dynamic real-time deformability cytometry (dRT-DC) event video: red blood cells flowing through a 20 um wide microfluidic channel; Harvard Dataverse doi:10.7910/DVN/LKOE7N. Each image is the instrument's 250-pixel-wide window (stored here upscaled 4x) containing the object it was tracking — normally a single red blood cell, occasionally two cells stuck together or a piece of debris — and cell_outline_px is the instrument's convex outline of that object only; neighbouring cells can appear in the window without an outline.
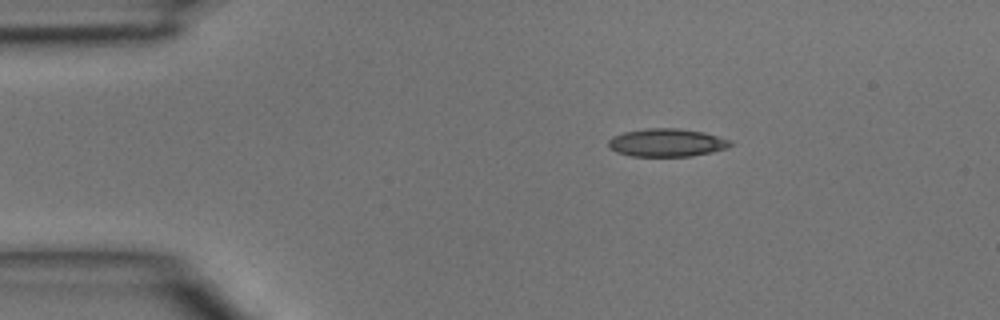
{"species": "common noctule bat (a hibernating species)", "species_latin": "Nyctalus noctula", "temperature_condition": "room temperature", "stored_images_in_passage": 38, "camera_frame_rate_fps": 3000, "um_per_image_px": 0.085, "animal": {"sex": "male", "body_mass_g": 15.6}, "frame": {"image": 1, "passage_image": 1, "time_ms": 0.0, "image_size_px": [1000, 320], "cell_outline_px": [[732, 144], [728, 148], [712, 152], [692, 156], [632, 156], [616, 152], [608, 148], [608, 140], [612, 136], [624, 132], [648, 128], [676, 128], [704, 132], [732, 140]], "centroid_in_image_um": [56.68, 12.12], "position_along_channel_um": 28.3, "area_um2": 20.06}}
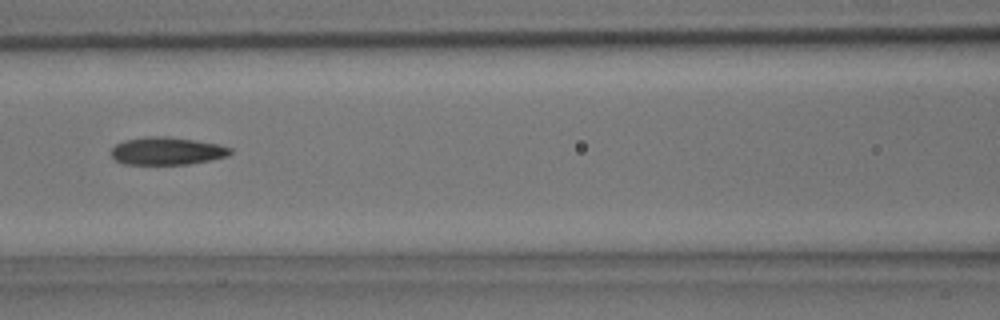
{"frame": {"image": 2, "passage_image": 13, "time_ms": 4.0, "image_size_px": [1000, 320], "cell_outline_px": [[232, 152], [228, 156], [188, 164], [124, 164], [116, 160], [112, 156], [112, 148], [116, 144], [124, 140], [148, 136], [168, 136], [196, 140], [216, 144], [232, 148]], "centroid_in_image_um": [14.18, 12.82], "position_along_channel_um": 152.4, "area_um2": 19.13}}
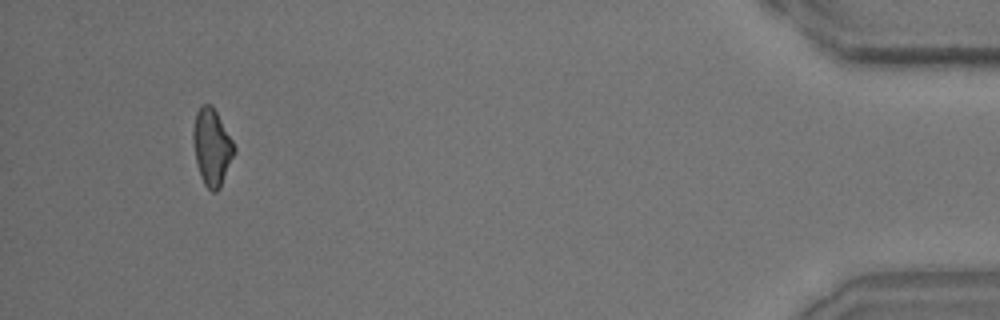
{"frame": {"image": 3, "passage_image": 36, "time_ms": 11.667, "image_size_px": [1000, 320], "cell_outline_px": [[236, 148], [220, 188], [216, 192], [212, 192], [204, 184], [200, 176], [196, 164], [192, 140], [192, 128], [196, 112], [204, 104], [212, 104], [232, 140]], "centroid_in_image_um": [17.98, 12.5], "position_along_channel_um": 417.2, "area_um2": 18.32}}